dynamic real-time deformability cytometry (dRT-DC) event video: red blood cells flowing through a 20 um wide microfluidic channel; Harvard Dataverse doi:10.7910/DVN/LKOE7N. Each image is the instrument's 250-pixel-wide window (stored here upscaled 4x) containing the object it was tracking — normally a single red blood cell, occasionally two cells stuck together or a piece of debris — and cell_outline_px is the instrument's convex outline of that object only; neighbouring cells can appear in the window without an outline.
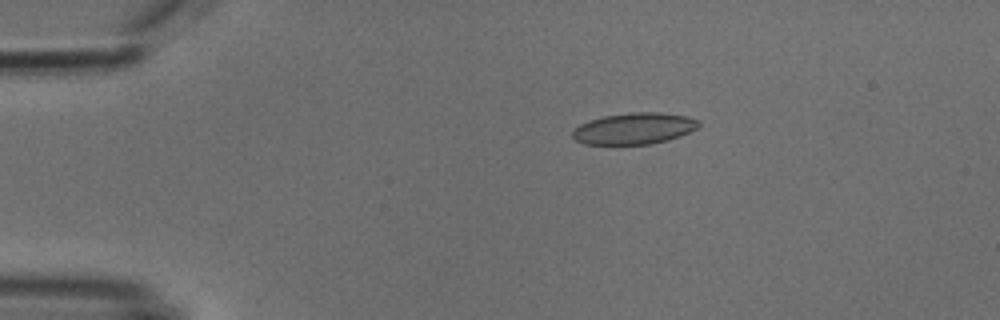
{"species": "common noctule bat (a hibernating species)", "species_latin": "Nyctalus noctula", "temperature_condition": "cold", "stored_images_in_passage": 5, "camera_frame_rate_fps": 3000, "um_per_image_px": 0.085, "animal": {"sex": "male", "body_mass_g": 18.8}, "frame": {"image": 1, "passage_image": 1, "time_ms": 0.0, "image_size_px": [1000, 320], "cell_outline_px": [[700, 124], [696, 128], [680, 136], [668, 140], [652, 144], [584, 144], [576, 140], [572, 136], [572, 132], [580, 124], [588, 120], [604, 116], [628, 112], [660, 112], [688, 116], [700, 120]], "centroid_in_image_um": [53.91, 10.91], "position_along_channel_um": 31.1, "area_um2": 23.18}}
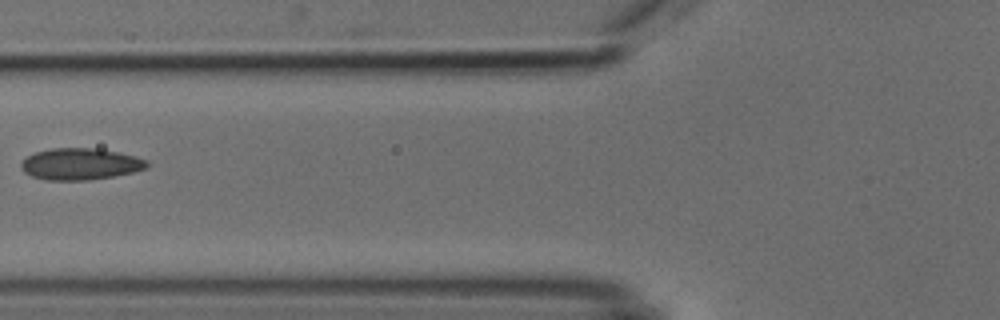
{"frame": {"image": 2, "passage_image": 4, "time_ms": 3.667, "image_size_px": [1000, 320], "cell_outline_px": [[148, 168], [132, 172], [112, 176], [88, 180], [44, 180], [32, 176], [24, 172], [20, 168], [20, 164], [28, 156], [36, 152], [52, 148], [96, 148], [136, 156], [148, 160]], "centroid_in_image_um": [6.82, 13.94], "position_along_channel_um": 119.0, "area_um2": 23.12}}
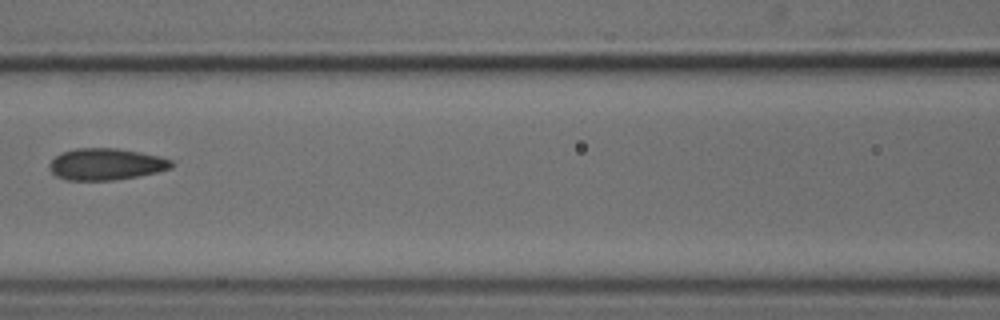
{"frame": {"image": 3, "passage_image": 5, "time_ms": 4.667, "image_size_px": [1000, 320], "cell_outline_px": [[176, 164], [172, 168], [156, 172], [116, 180], [68, 180], [56, 176], [48, 168], [48, 164], [60, 152], [76, 148], [116, 148], [140, 152], [160, 156], [172, 160]], "centroid_in_image_um": [9.01, 13.95], "position_along_channel_um": 157.6, "area_um2": 22.66}}